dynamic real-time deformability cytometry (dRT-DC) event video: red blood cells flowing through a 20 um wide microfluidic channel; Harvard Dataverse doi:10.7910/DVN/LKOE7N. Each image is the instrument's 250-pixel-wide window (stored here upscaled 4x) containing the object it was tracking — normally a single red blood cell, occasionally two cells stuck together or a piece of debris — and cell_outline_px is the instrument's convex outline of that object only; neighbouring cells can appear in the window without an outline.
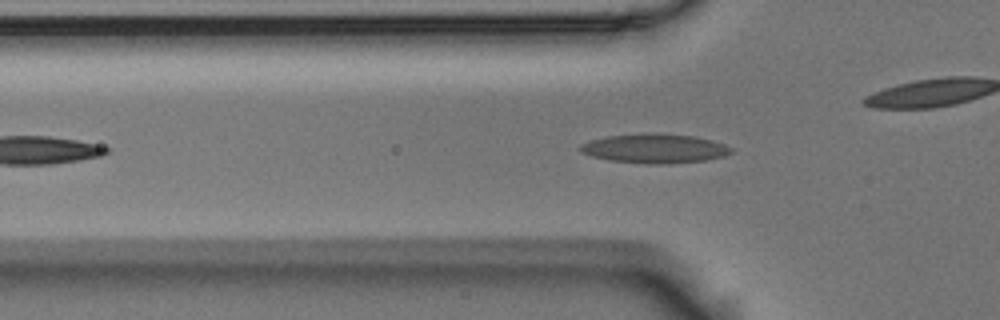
{"species": "Egyptian fruit bat (a non-hibernating species)", "species_latin": "Rousettus aegyptiacus", "temperature_condition": "room temperature", "stored_images_in_passage": 45, "camera_frame_rate_fps": 3000, "um_per_image_px": 0.085, "animal": {"sex": "male"}, "frame": {"image": 1, "passage_image": 10, "time_ms": 3.0, "image_size_px": [1000, 320], "cell_outline_px": [[732, 152], [724, 156], [704, 160], [668, 164], [644, 164], [608, 160], [592, 156], [580, 152], [580, 144], [592, 140], [608, 136], [648, 132], [692, 136], [712, 140], [724, 144], [732, 148]], "centroid_in_image_um": [55.63, 12.62], "position_along_channel_um": 70.2, "area_um2": 25.78}}
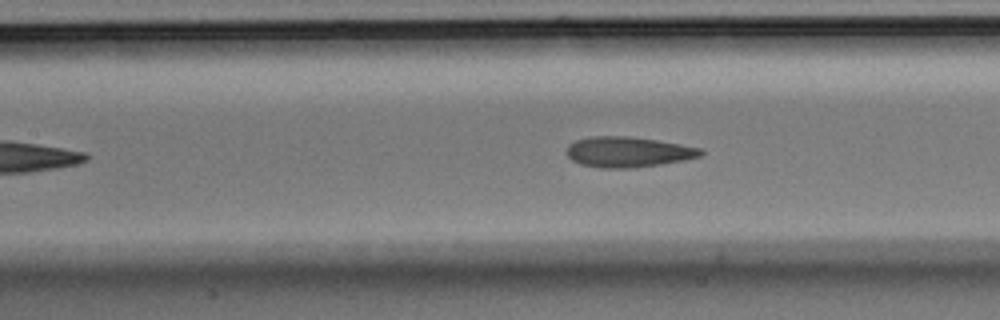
{"frame": {"image": 2, "passage_image": 17, "time_ms": 5.333, "image_size_px": [1000, 320], "cell_outline_px": [[704, 152], [700, 156], [684, 160], [660, 164], [632, 168], [600, 168], [580, 164], [572, 160], [568, 156], [568, 144], [576, 140], [592, 136], [628, 136], [656, 140], [704, 148]], "centroid_in_image_um": [53.4, 12.92], "position_along_channel_um": 154.0, "area_um2": 23.76}}
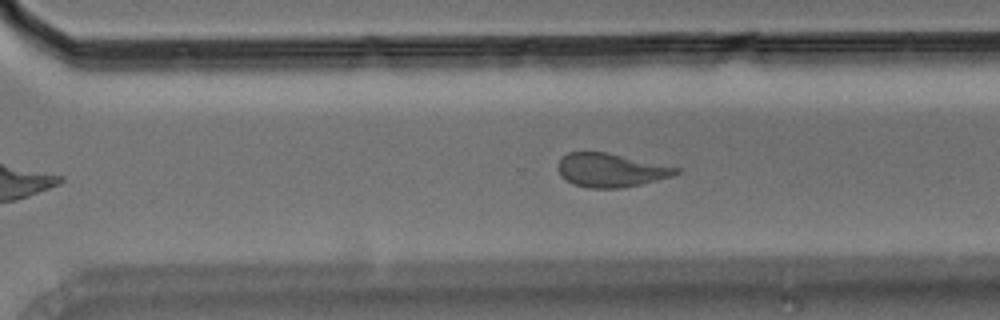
{"frame": {"image": 3, "passage_image": 31, "time_ms": 10.0, "image_size_px": [1000, 320], "cell_outline_px": [[680, 172], [656, 180], [640, 184], [620, 188], [588, 188], [572, 184], [560, 176], [556, 168], [556, 164], [568, 152], [604, 152], [680, 168]], "centroid_in_image_um": [51.83, 14.47], "position_along_channel_um": 318.8, "area_um2": 22.89}, "authors_computed_cell_mechanics": {"area_um2": 23.987, "velocity_mm_per_s": 3.5425, "shape_relaxation_time_tau1_ms": 5.4153, "shape_relaxation_time_tau2_ms": 1.7089, "deformation_change_tau1": 0.197, "deformation_change_tau2": 0.1069}}